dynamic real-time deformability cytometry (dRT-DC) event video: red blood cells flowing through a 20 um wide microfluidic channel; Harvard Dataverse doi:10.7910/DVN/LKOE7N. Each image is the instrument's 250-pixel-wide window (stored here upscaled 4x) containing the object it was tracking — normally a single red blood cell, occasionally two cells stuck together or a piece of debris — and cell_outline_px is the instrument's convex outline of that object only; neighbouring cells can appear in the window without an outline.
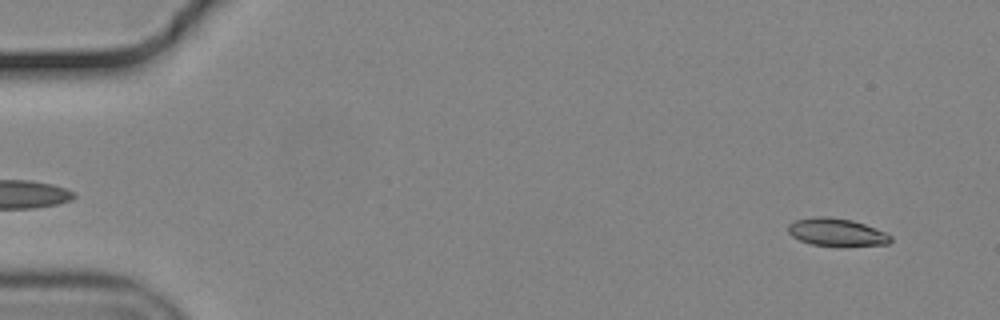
{"species": "common noctule bat (a hibernating species)", "species_latin": "Nyctalus noctula", "temperature_condition": "cold", "stored_images_in_passage": 57, "camera_frame_rate_fps": 3000, "um_per_image_px": 0.085, "animal": {"sex": "male", "body_mass_g": 19.2, "forearm_length_mm": 51.8}, "frame": {"image": 1, "passage_image": 4, "time_ms": 1.0, "image_size_px": [1000, 320], "cell_outline_px": [[892, 240], [888, 244], [840, 248], [812, 244], [800, 240], [792, 236], [788, 232], [788, 224], [796, 220], [816, 216], [828, 216], [852, 220], [864, 224], [884, 232], [892, 236]], "centroid_in_image_um": [71.13, 19.77], "position_along_channel_um": 13.9, "area_um2": 16.99}}
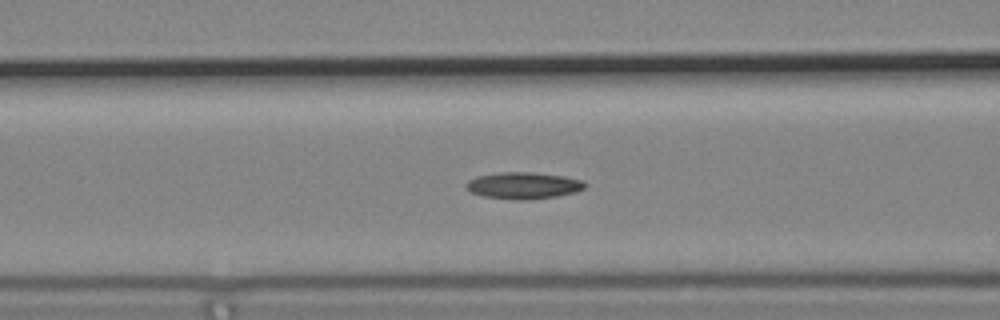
{"frame": {"image": 2, "passage_image": 23, "time_ms": 7.333, "image_size_px": [1000, 320], "cell_outline_px": [[588, 184], [584, 188], [576, 192], [556, 196], [528, 200], [516, 200], [484, 196], [468, 192], [464, 188], [464, 184], [468, 180], [476, 176], [500, 172], [532, 172], [564, 176], [584, 180]], "centroid_in_image_um": [44.46, 15.77], "position_along_channel_um": 122.1, "area_um2": 18.79}}
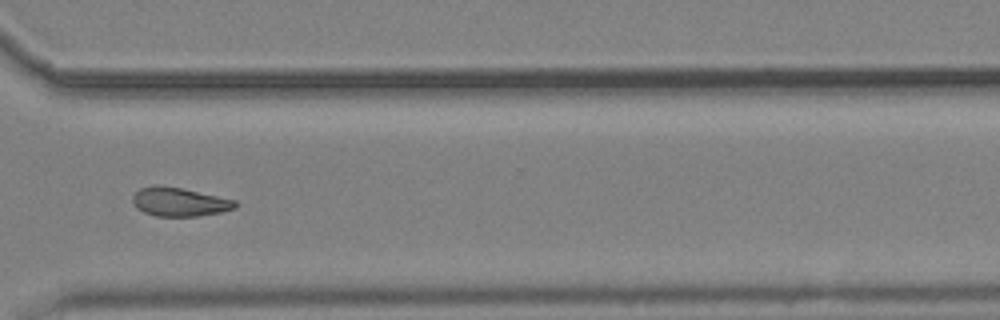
{"frame": {"image": 3, "passage_image": 42, "time_ms": 13.667, "image_size_px": [1000, 320], "cell_outline_px": [[236, 208], [220, 212], [196, 216], [156, 216], [144, 212], [136, 208], [132, 200], [132, 196], [140, 188], [156, 184], [180, 188], [236, 200]], "centroid_in_image_um": [15.21, 17.16], "position_along_channel_um": 355.4, "area_um2": 17.05}}